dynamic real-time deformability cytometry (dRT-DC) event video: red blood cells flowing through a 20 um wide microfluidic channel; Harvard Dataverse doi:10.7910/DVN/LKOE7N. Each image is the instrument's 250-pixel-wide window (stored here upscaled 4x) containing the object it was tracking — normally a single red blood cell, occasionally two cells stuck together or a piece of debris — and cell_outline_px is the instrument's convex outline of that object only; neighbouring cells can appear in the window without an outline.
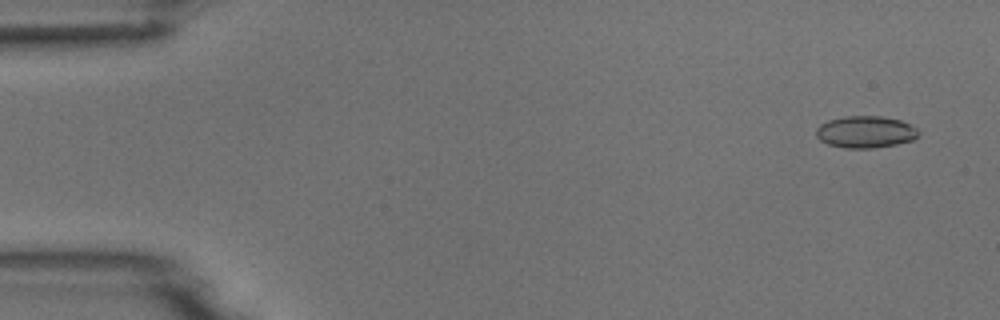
{"species": "common noctule bat (a hibernating species)", "species_latin": "Nyctalus noctula", "temperature_condition": "room temperature", "stored_images_in_passage": 4, "camera_frame_rate_fps": 3000, "um_per_image_px": 0.085, "animal": {"sex": "male", "body_mass_g": 18.8}, "frame": {"image": 1, "passage_image": 1, "time_ms": 0.0, "image_size_px": [1000, 320], "cell_outline_px": [[920, 132], [912, 140], [896, 144], [872, 148], [848, 148], [828, 144], [820, 140], [816, 136], [816, 128], [820, 124], [828, 120], [844, 116], [880, 116], [900, 120], [916, 128]], "centroid_in_image_um": [73.53, 11.21], "position_along_channel_um": 11.5, "area_um2": 18.9}}
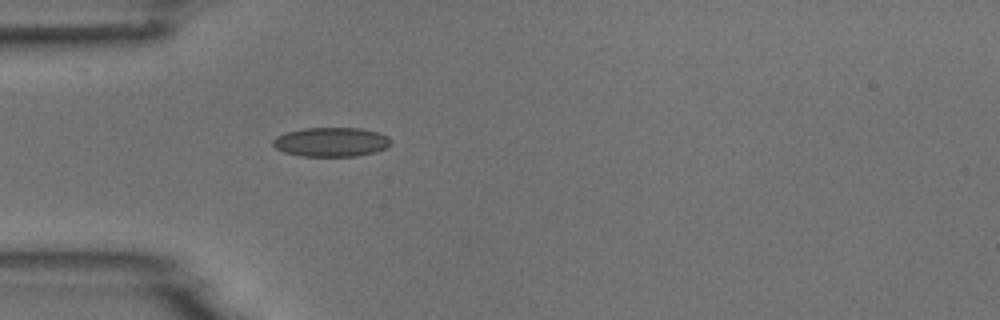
{"frame": {"image": 2, "passage_image": 4, "time_ms": 4.333, "image_size_px": [1000, 320], "cell_outline_px": [[392, 144], [388, 148], [376, 152], [356, 156], [300, 156], [284, 152], [276, 148], [272, 144], [272, 140], [276, 136], [288, 132], [304, 128], [360, 128], [380, 132], [388, 136], [392, 140]], "centroid_in_image_um": [28.2, 12.07], "position_along_channel_um": 56.8, "area_um2": 20.35}}